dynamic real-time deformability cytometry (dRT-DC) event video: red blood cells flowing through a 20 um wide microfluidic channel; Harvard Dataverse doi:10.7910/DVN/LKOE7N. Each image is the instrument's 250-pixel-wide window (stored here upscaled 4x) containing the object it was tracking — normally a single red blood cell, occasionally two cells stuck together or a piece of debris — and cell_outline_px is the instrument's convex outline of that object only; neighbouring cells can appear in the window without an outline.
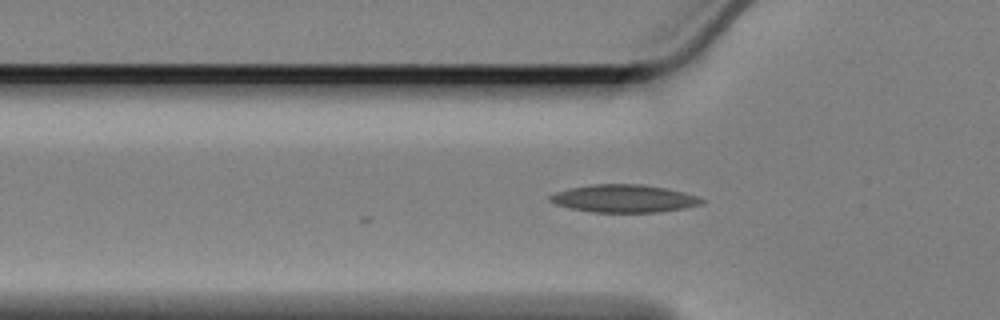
{"species": "Egyptian fruit bat (a non-hibernating species)", "species_latin": "Rousettus aegyptiacus", "temperature_condition": "cold", "stored_images_in_passage": 13, "camera_frame_rate_fps": 3000, "um_per_image_px": 0.085, "animal": {"sex": "female"}, "frame": {"image": 1, "passage_image": 3, "time_ms": 0.667, "image_size_px": [1000, 320], "cell_outline_px": [[704, 204], [684, 208], [660, 212], [592, 212], [568, 208], [556, 204], [548, 200], [548, 196], [556, 192], [568, 188], [592, 184], [640, 184], [668, 188], [696, 196], [704, 200]], "centroid_in_image_um": [53.01, 16.87], "position_along_channel_um": 72.8, "area_um2": 24.62}}
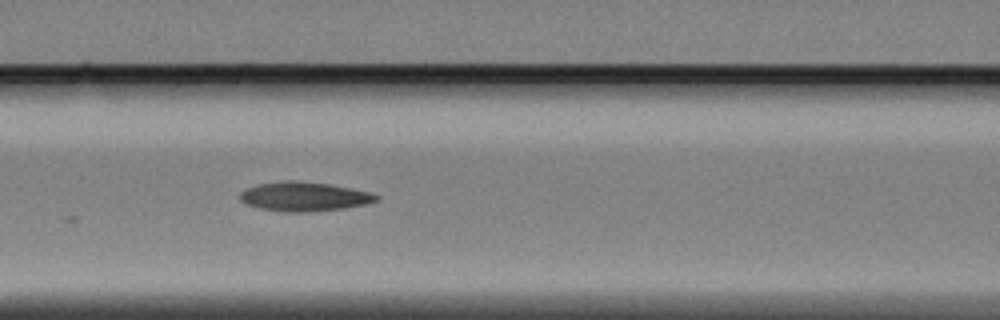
{"frame": {"image": 2, "passage_image": 9, "time_ms": 2.667, "image_size_px": [1000, 320], "cell_outline_px": [[380, 200], [364, 204], [344, 208], [308, 212], [284, 212], [260, 208], [244, 204], [240, 200], [240, 192], [244, 188], [256, 184], [288, 180], [296, 180], [328, 184], [368, 192], [380, 196]], "centroid_in_image_um": [25.79, 16.71], "position_along_channel_um": 140.8, "area_um2": 23.24}}
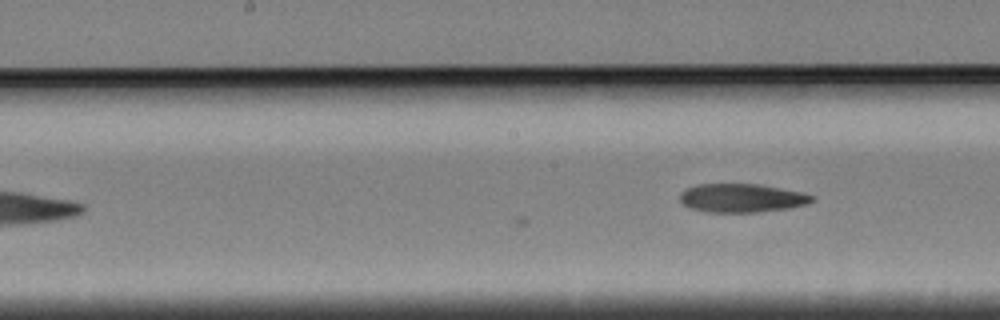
{"frame": {"image": 3, "passage_image": 13, "time_ms": 4.0, "image_size_px": [1000, 320], "cell_outline_px": [[816, 196], [808, 204], [788, 208], [756, 212], [704, 212], [688, 208], [680, 200], [680, 192], [688, 188], [700, 184], [760, 184], [804, 192]], "centroid_in_image_um": [63.06, 16.83], "position_along_channel_um": 185.1, "area_um2": 22.14}}